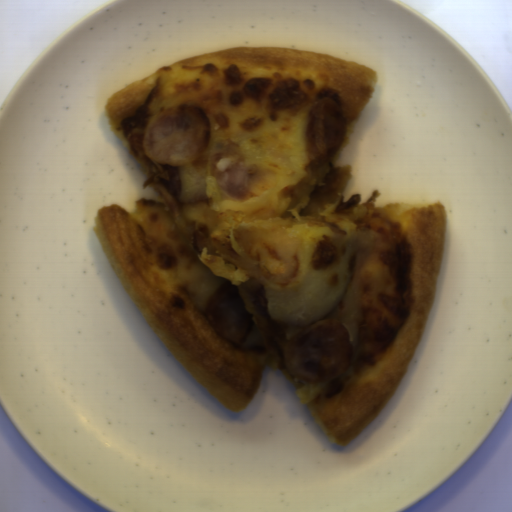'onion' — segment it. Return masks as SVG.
Wrapping results in <instances>:
<instances>
[{
    "mask_svg": "<svg viewBox=\"0 0 512 512\" xmlns=\"http://www.w3.org/2000/svg\"><path fill=\"white\" fill-rule=\"evenodd\" d=\"M230 264L273 286H291L300 276L299 245L286 225L239 227L228 242L208 245Z\"/></svg>",
    "mask_w": 512,
    "mask_h": 512,
    "instance_id": "onion-1",
    "label": "onion"
},
{
    "mask_svg": "<svg viewBox=\"0 0 512 512\" xmlns=\"http://www.w3.org/2000/svg\"><path fill=\"white\" fill-rule=\"evenodd\" d=\"M218 187L239 198H246L251 189L250 167L247 164L232 166L215 179Z\"/></svg>",
    "mask_w": 512,
    "mask_h": 512,
    "instance_id": "onion-2",
    "label": "onion"
}]
</instances>
